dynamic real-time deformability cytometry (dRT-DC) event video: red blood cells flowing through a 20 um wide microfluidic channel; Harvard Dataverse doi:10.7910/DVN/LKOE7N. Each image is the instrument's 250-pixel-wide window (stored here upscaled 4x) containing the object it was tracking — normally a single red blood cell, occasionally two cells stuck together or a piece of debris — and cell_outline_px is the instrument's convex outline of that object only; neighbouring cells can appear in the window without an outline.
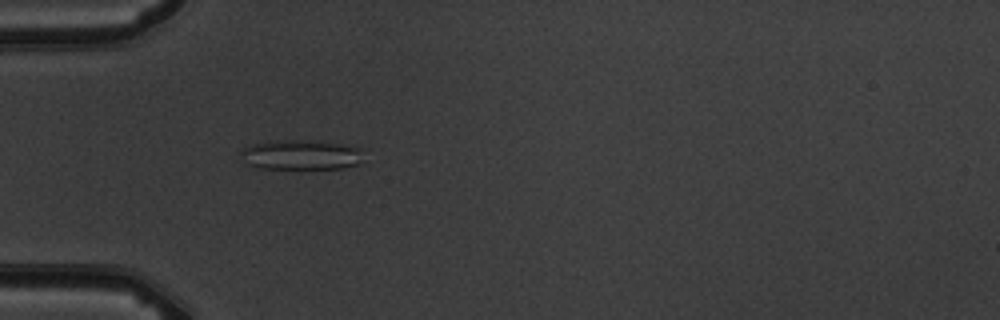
{"species": "common noctule bat (a hibernating species)", "species_latin": "Nyctalus noctula", "temperature_condition": "warm", "stored_images_in_passage": 5, "camera_frame_rate_fps": 3000, "um_per_image_px": 0.085, "animal": {"sex": "male", "body_mass_g": 19.5, "forearm_length_mm": 54.6}, "frame": {"image": 1, "passage_image": 5, "time_ms": 5.333, "image_size_px": [1000, 320], "cell_outline_px": [[360, 164], [344, 168], [260, 168], [248, 164], [240, 152], [240, 148], [252, 144], [268, 140], [300, 140], [340, 144], [360, 148]], "centroid_in_image_um": [25.53, 13.15], "position_along_channel_um": 59.5, "area_um2": 21.1}}